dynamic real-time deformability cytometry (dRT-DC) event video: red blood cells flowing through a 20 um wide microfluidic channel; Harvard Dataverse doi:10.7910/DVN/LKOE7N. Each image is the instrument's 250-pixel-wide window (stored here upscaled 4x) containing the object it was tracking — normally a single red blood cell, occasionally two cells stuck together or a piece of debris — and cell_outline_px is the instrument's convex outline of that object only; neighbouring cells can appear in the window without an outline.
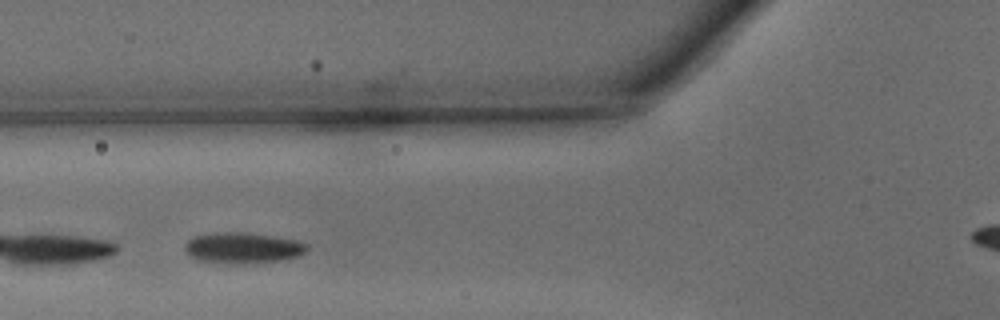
{"species": "common noctule bat (a hibernating species)", "species_latin": "Nyctalus noctula", "temperature_condition": "warm", "stored_images_in_passage": 13, "camera_frame_rate_fps": 3000, "um_per_image_px": 0.085, "animal": {"sex": "male", "body_mass_g": 15.6}, "frame": {"image": 1, "passage_image": 3, "time_ms": 0.667, "image_size_px": [1000, 320], "cell_outline_px": [[308, 248], [300, 256], [280, 260], [240, 264], [228, 264], [200, 260], [188, 256], [184, 248], [184, 244], [192, 236], [212, 232], [248, 232], [296, 240], [308, 244]], "centroid_in_image_um": [20.59, 21.06], "position_along_channel_um": 105.2, "area_um2": 22.25}}
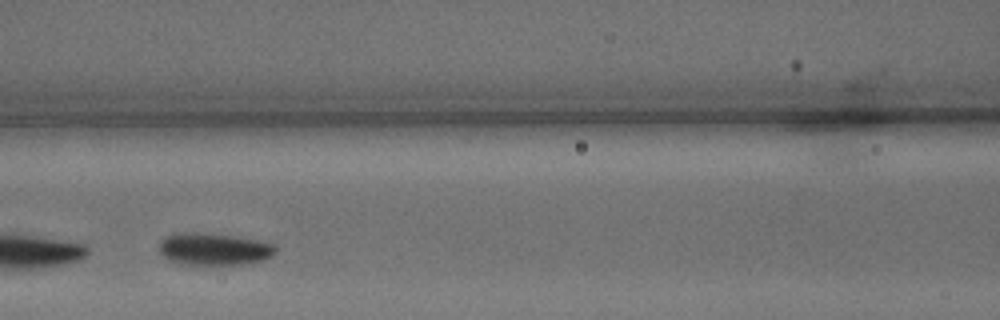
{"frame": {"image": 2, "passage_image": 6, "time_ms": 1.667, "image_size_px": [1000, 320], "cell_outline_px": [[276, 252], [272, 256], [264, 260], [244, 264], [192, 268], [168, 260], [160, 252], [160, 240], [164, 236], [180, 232], [196, 232], [232, 236], [256, 240], [276, 244]], "centroid_in_image_um": [18.15, 21.22], "position_along_channel_um": 148.5, "area_um2": 22.77}}